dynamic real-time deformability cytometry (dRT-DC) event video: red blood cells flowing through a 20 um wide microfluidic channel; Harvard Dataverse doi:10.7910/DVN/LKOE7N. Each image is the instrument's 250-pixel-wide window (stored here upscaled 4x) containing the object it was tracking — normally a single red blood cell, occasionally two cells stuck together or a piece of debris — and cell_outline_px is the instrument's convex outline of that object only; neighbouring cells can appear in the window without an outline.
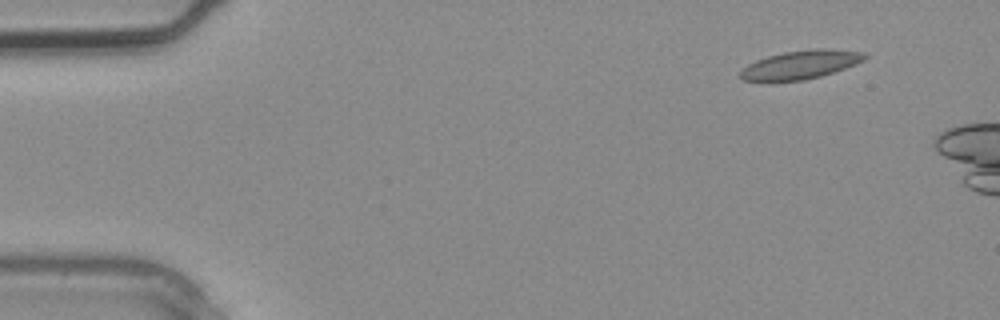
{"species": "common noctule bat (a hibernating species)", "species_latin": "Nyctalus noctula", "temperature_condition": "warm", "stored_images_in_passage": 3, "camera_frame_rate_fps": 3000, "um_per_image_px": 0.085, "animal": {"sex": "male", "body_mass_g": 20.4}, "frame": {"image": 1, "passage_image": 3, "time_ms": 0.667, "image_size_px": [1000, 320], "cell_outline_px": [[868, 56], [864, 60], [856, 64], [820, 76], [804, 80], [772, 84], [744, 80], [740, 76], [740, 72], [748, 64], [756, 60], [768, 56], [784, 52], [816, 48], [828, 48], [864, 52]], "centroid_in_image_um": [68.0, 5.53], "position_along_channel_um": 17.0, "area_um2": 21.21}}